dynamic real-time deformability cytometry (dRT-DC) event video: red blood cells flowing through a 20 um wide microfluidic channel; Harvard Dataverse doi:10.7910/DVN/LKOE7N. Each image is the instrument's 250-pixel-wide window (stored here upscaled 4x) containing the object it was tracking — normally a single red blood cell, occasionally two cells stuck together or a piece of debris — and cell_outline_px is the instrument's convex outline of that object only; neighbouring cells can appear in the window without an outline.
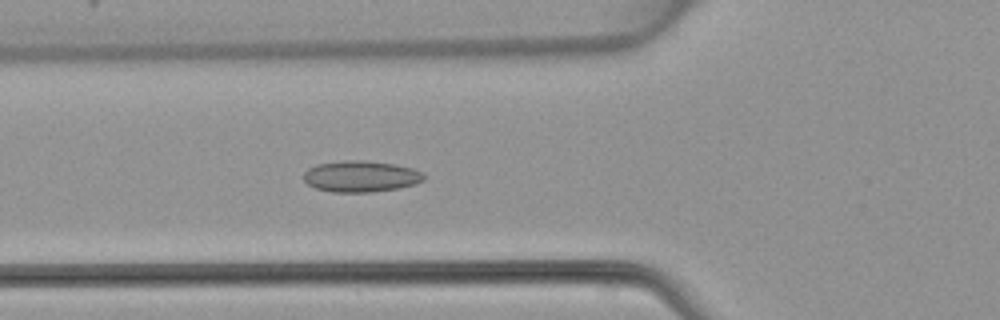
{"species": "common noctule bat (a hibernating species)", "species_latin": "Nyctalus noctula", "temperature_condition": "warm", "stored_images_in_passage": 48, "camera_frame_rate_fps": 3000, "um_per_image_px": 0.085, "animal": {"sex": "female", "body_mass_g": 22.7, "forearm_length_mm": 54.2}, "frame": {"image": 1, "passage_image": 18, "time_ms": 5.667, "image_size_px": [1000, 320], "cell_outline_px": [[424, 180], [416, 184], [400, 188], [372, 192], [332, 192], [316, 188], [308, 184], [304, 180], [304, 172], [308, 168], [316, 164], [344, 160], [364, 160], [396, 164], [412, 168], [424, 172]], "centroid_in_image_um": [30.69, 14.99], "position_along_channel_um": 95.1, "area_um2": 22.14}}
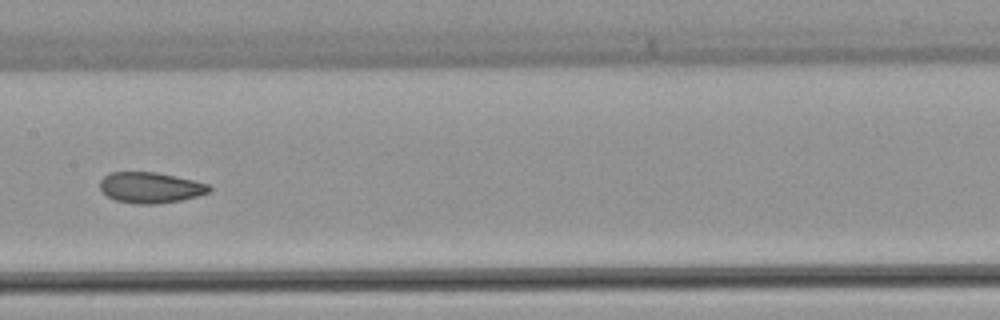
{"frame": {"image": 2, "passage_image": 25, "time_ms": 8.0, "image_size_px": [1000, 320], "cell_outline_px": [[212, 192], [180, 200], [156, 204], [136, 204], [116, 200], [108, 196], [100, 188], [100, 180], [104, 176], [112, 172], [156, 172], [176, 176], [208, 184], [212, 188]], "centroid_in_image_um": [12.8, 15.94], "position_along_channel_um": 194.6, "area_um2": 19.54}}
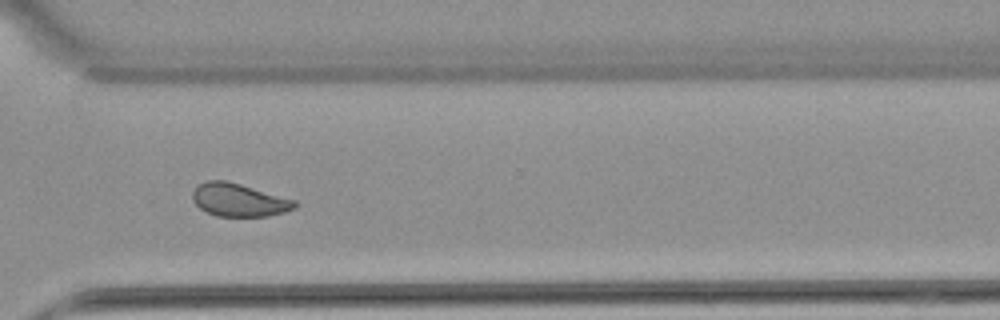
{"frame": {"image": 3, "passage_image": 36, "time_ms": 11.667, "image_size_px": [1000, 320], "cell_outline_px": [[296, 208], [284, 212], [268, 216], [216, 216], [200, 208], [192, 200], [192, 192], [196, 184], [208, 180], [228, 180], [296, 200]], "centroid_in_image_um": [20.29, 16.98], "position_along_channel_um": 350.3, "area_um2": 19.83}}